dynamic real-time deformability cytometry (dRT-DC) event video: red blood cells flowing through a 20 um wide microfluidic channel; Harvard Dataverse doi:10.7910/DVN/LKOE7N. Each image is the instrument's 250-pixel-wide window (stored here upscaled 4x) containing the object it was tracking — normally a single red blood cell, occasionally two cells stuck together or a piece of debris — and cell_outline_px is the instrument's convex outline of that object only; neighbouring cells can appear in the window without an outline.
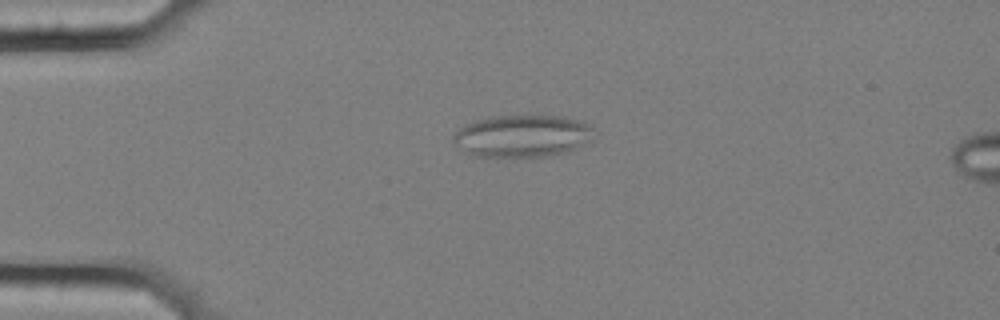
{"species": "common noctule bat (a hibernating species)", "species_latin": "Nyctalus noctula", "temperature_condition": "cold", "stored_images_in_passage": 45, "camera_frame_rate_fps": 3000, "um_per_image_px": 0.085, "animal": {"sex": "female", "body_mass_g": 25.1}, "frame": {"image": 1, "passage_image": 1, "time_ms": 0.0, "image_size_px": [1000, 320], "cell_outline_px": [[592, 140], [568, 152], [544, 156], [476, 156], [468, 152], [456, 144], [452, 140], [452, 136], [464, 124], [472, 120], [488, 116], [532, 112], [560, 116], [576, 120], [592, 128]], "centroid_in_image_um": [44.37, 11.49], "position_along_channel_um": 40.6, "area_um2": 35.26}}
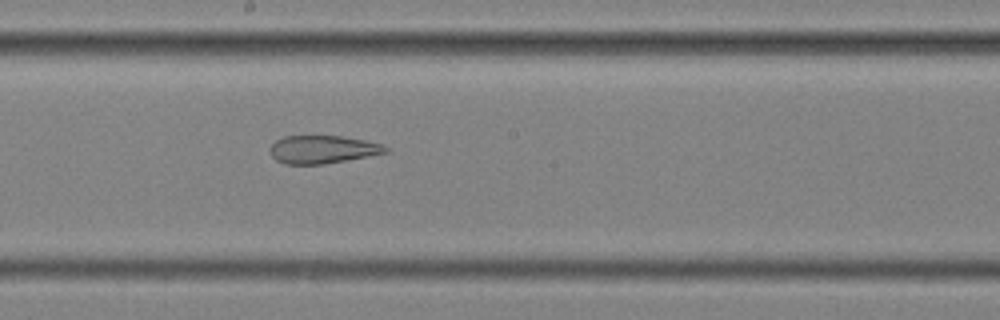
{"frame": {"image": 2, "passage_image": 19, "time_ms": 6.0, "image_size_px": [1000, 320], "cell_outline_px": [[388, 152], [368, 156], [324, 164], [284, 164], [276, 160], [272, 156], [268, 148], [276, 140], [284, 136], [340, 136], [364, 140], [380, 144], [388, 148]], "centroid_in_image_um": [27.37, 12.7], "position_along_channel_um": 220.8, "area_um2": 18.73}}
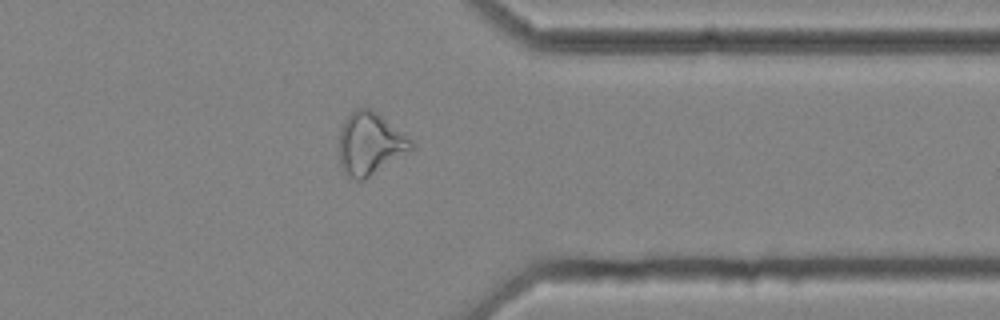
{"frame": {"image": 3, "passage_image": 33, "time_ms": 10.667, "image_size_px": [1000, 320], "cell_outline_px": [[416, 144], [408, 152], [364, 180], [356, 180], [344, 172], [340, 168], [340, 128], [344, 120], [356, 108], [372, 108], [412, 140]], "centroid_in_image_um": [31.45, 12.2], "position_along_channel_um": 380.0, "area_um2": 26.01}, "authors_computed_cell_mechanics": {"area_um2": 25.6054, "velocity_mm_per_s": 3.5174, "shape_relaxation_time_tau1_ms": null, "shape_relaxation_time_tau2_ms": 2.5579, "deformation_change_tau1": null, "deformation_change_tau2": 0.1166}}